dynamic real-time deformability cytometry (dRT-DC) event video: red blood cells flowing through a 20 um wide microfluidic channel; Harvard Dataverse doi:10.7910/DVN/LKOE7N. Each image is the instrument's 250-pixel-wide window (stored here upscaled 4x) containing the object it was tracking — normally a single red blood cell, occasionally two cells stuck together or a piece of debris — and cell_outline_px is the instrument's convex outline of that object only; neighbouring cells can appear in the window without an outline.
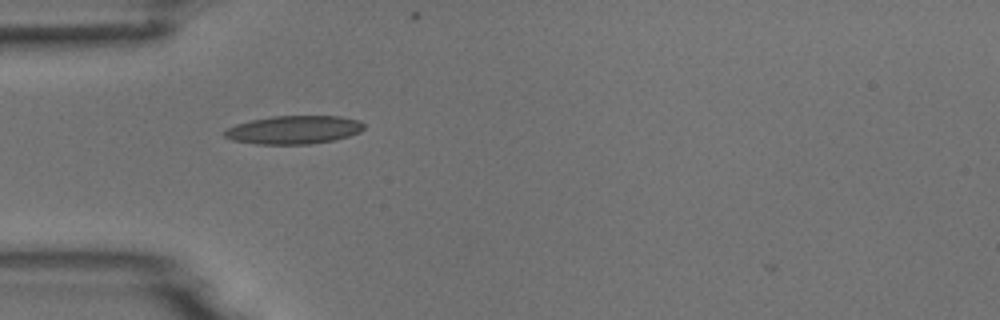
{"species": "common noctule bat (a hibernating species)", "species_latin": "Nyctalus noctula", "temperature_condition": "room temperature", "stored_images_in_passage": 28, "camera_frame_rate_fps": 3000, "um_per_image_px": 0.085, "animal": {"sex": "male", "body_mass_g": 18.8}, "frame": {"image": 1, "passage_image": 1, "time_ms": 0.0, "image_size_px": [1000, 320], "cell_outline_px": [[364, 128], [360, 132], [348, 136], [332, 140], [308, 144], [256, 144], [232, 140], [224, 136], [220, 132], [236, 124], [252, 120], [272, 116], [340, 116], [360, 120], [364, 124]], "centroid_in_image_um": [24.96, 11.03], "position_along_channel_um": 60.0, "area_um2": 23.0}}
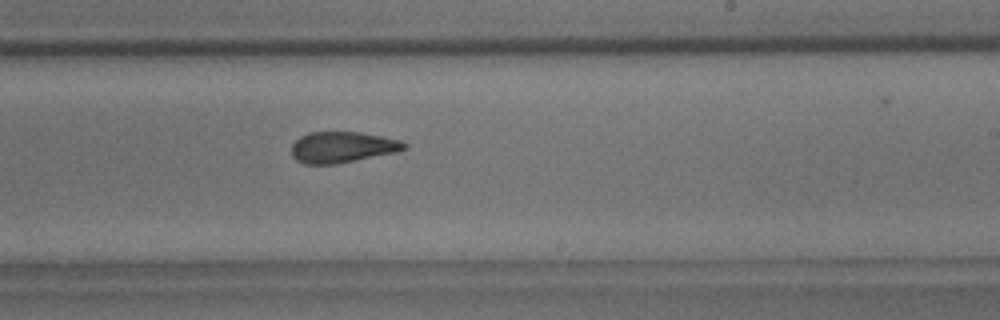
{"frame": {"image": 2, "passage_image": 17, "time_ms": 5.333, "image_size_px": [1000, 320], "cell_outline_px": [[408, 148], [396, 152], [336, 164], [304, 164], [296, 160], [292, 156], [292, 144], [300, 136], [308, 132], [360, 132], [400, 140], [408, 144]], "centroid_in_image_um": [29.09, 12.51], "position_along_channel_um": 259.9, "area_um2": 20.4}}
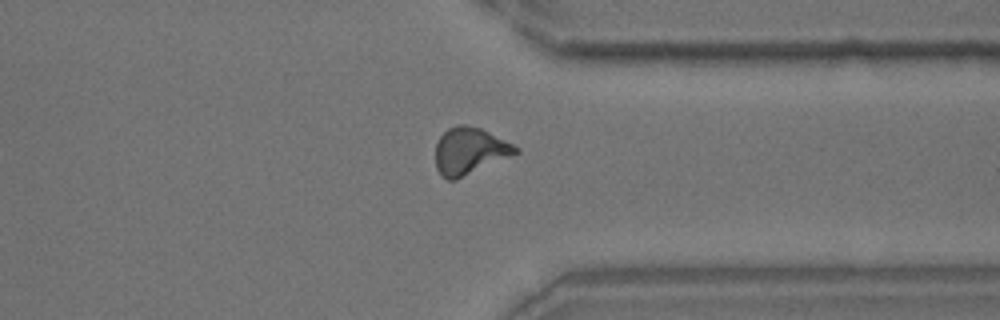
{"frame": {"image": 3, "passage_image": 26, "time_ms": 8.333, "image_size_px": [1000, 320], "cell_outline_px": [[520, 152], [512, 156], [456, 180], [448, 180], [440, 176], [436, 168], [436, 144], [440, 136], [448, 128], [456, 124], [464, 124], [480, 128], [520, 148]], "centroid_in_image_um": [39.9, 12.85], "position_along_channel_um": 371.5, "area_um2": 21.96}}